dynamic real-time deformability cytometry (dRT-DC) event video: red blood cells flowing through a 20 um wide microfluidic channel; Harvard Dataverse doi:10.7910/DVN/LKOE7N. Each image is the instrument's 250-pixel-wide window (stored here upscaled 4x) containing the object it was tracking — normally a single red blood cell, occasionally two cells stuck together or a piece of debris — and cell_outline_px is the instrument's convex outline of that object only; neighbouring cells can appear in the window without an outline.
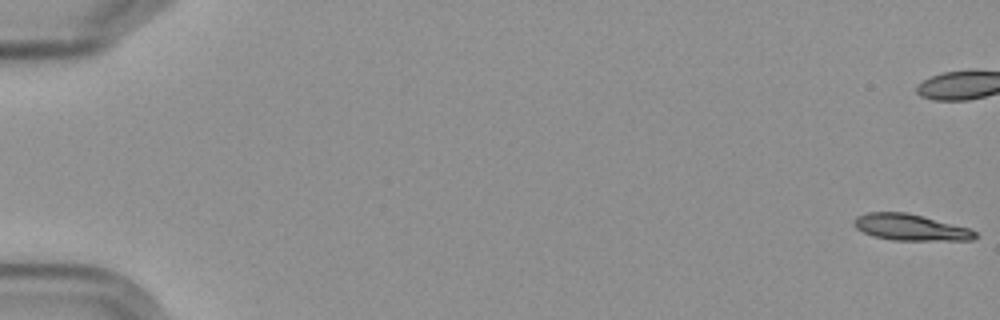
{"species": "Egyptian fruit bat (a non-hibernating species)", "species_latin": "Rousettus aegyptiacus", "temperature_condition": "cold", "stored_images_in_passage": 6, "camera_frame_rate_fps": 3000, "um_per_image_px": 0.085, "frame": {"image": 1, "passage_image": 1, "time_ms": 0.0, "image_size_px": [1000, 320], "cell_outline_px": [[980, 236], [972, 240], [892, 240], [872, 236], [856, 228], [852, 224], [852, 220], [856, 216], [868, 212], [908, 212], [924, 216], [968, 228], [976, 232]], "centroid_in_image_um": [77.36, 19.32], "position_along_channel_um": 7.6, "area_um2": 18.73}}
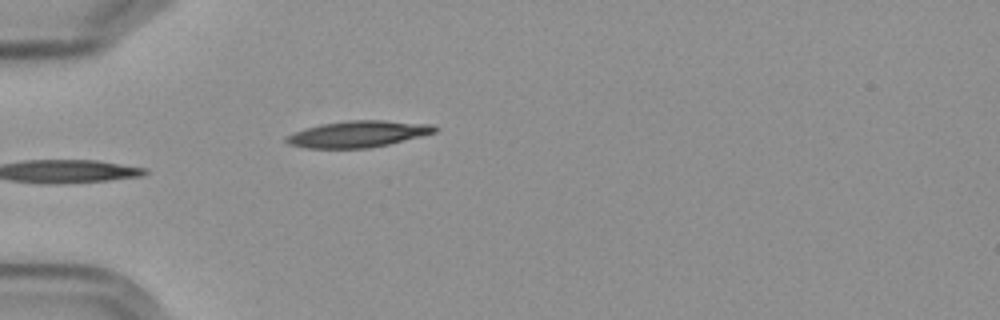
{"frame": {"image": 2, "passage_image": 6, "time_ms": 6.667, "image_size_px": [1000, 320], "cell_outline_px": [[440, 128], [436, 132], [388, 144], [368, 148], [308, 148], [288, 144], [284, 140], [284, 136], [304, 128], [320, 124], [344, 120], [384, 120], [432, 124]], "centroid_in_image_um": [30.4, 11.38], "position_along_channel_um": 54.6, "area_um2": 23.0}}